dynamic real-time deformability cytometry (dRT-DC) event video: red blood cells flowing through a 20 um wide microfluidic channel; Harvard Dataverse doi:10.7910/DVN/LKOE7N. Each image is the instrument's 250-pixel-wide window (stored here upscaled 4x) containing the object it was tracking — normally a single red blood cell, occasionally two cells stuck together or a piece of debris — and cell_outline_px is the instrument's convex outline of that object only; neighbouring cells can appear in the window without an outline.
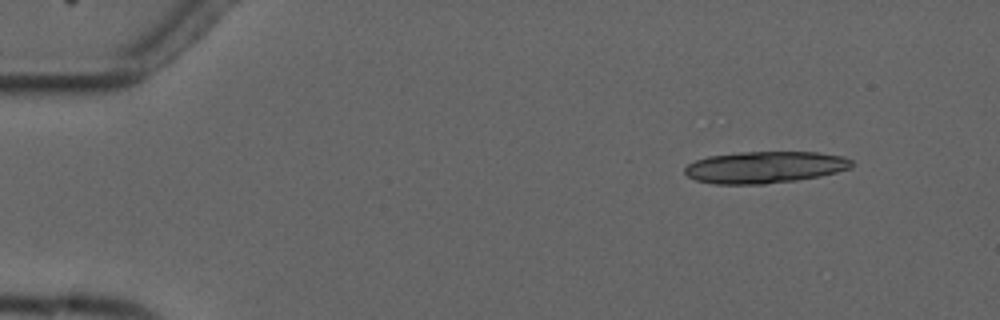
{"species": "common noctule bat (a hibernating species)", "species_latin": "Nyctalus noctula", "temperature_condition": "cold", "stored_images_in_passage": 4, "camera_frame_rate_fps": 3000, "um_per_image_px": 0.085, "animal": {"sex": "male", "forearm_length_mm": 52.5}, "frame": {"image": 1, "passage_image": 2, "time_ms": 1.333, "image_size_px": [1000, 320], "cell_outline_px": [[852, 168], [820, 176], [796, 180], [764, 184], [716, 184], [696, 180], [688, 176], [684, 172], [684, 168], [688, 164], [696, 160], [708, 156], [740, 152], [816, 152], [844, 156], [852, 160]], "centroid_in_image_um": [65.02, 14.21], "position_along_channel_um": 20.0, "area_um2": 30.92}}